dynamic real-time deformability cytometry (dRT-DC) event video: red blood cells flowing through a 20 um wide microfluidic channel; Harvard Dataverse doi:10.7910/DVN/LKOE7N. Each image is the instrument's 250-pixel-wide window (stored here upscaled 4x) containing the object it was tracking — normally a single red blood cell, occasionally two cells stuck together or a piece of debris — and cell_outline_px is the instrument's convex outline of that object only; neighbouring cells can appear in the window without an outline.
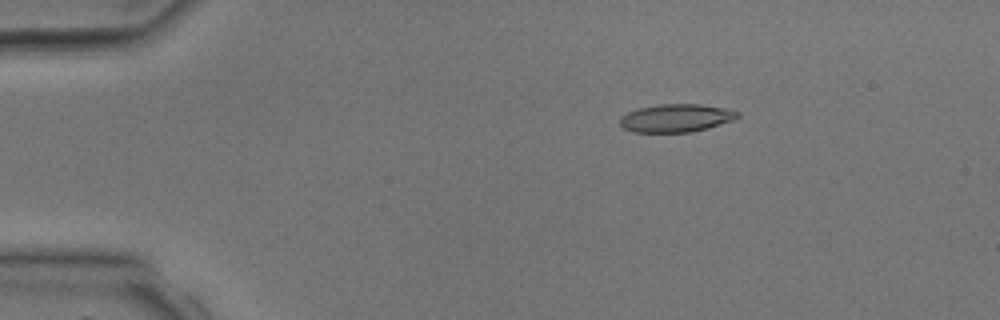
{"species": "common noctule bat (a hibernating species)", "species_latin": "Nyctalus noctula", "temperature_condition": "room temperature", "stored_images_in_passage": 3, "camera_frame_rate_fps": 3000, "um_per_image_px": 0.085, "animal": {"sex": "male", "body_mass_g": 17.9, "forearm_length_mm": 54.2}, "frame": {"image": 1, "passage_image": 1, "time_ms": 0.0, "image_size_px": [1000, 320], "cell_outline_px": [[740, 116], [732, 120], [708, 128], [688, 132], [632, 132], [624, 128], [620, 124], [620, 116], [628, 112], [640, 108], [660, 104], [700, 104], [724, 108], [740, 112]], "centroid_in_image_um": [57.46, 10.03], "position_along_channel_um": 27.5, "area_um2": 19.07}}
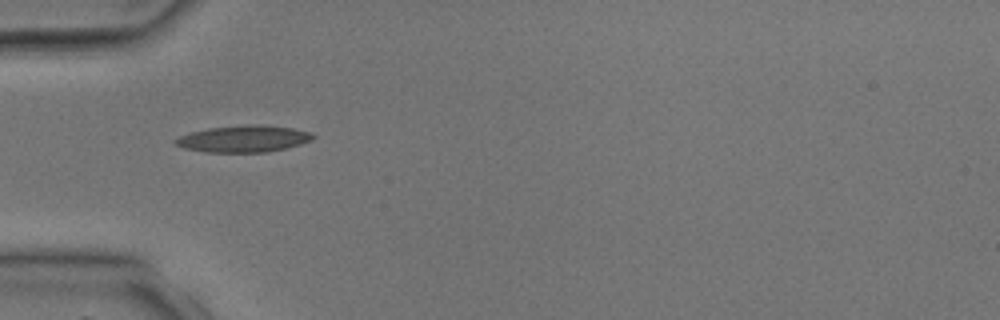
{"frame": {"image": 2, "passage_image": 3, "time_ms": 2.0, "image_size_px": [1000, 320], "cell_outline_px": [[316, 136], [312, 140], [288, 148], [268, 152], [204, 152], [184, 148], [176, 144], [172, 140], [180, 136], [192, 132], [208, 128], [248, 124], [260, 124], [292, 128], [308, 132]], "centroid_in_image_um": [20.71, 11.8], "position_along_channel_um": 64.3, "area_um2": 21.44}}